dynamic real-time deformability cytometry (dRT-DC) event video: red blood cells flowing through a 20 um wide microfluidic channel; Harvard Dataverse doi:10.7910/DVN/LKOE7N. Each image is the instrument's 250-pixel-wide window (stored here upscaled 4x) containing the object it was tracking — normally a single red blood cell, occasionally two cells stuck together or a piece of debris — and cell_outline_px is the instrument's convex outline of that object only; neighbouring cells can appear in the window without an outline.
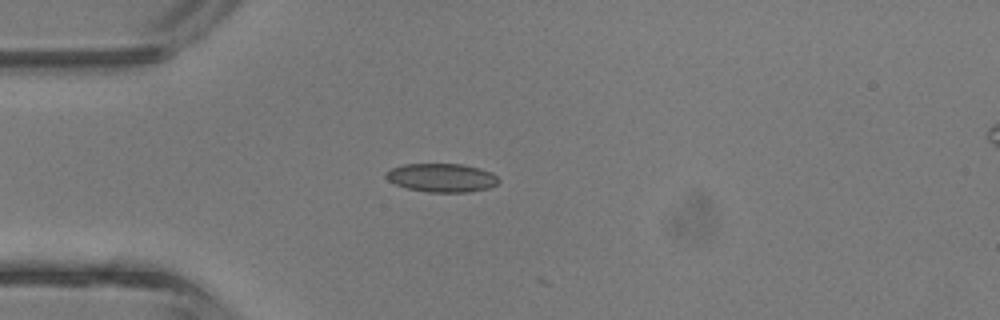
{"species": "common noctule bat (a hibernating species)", "species_latin": "Nyctalus noctula", "temperature_condition": "room temperature", "stored_images_in_passage": 2, "camera_frame_rate_fps": 3000, "um_per_image_px": 0.085, "animal": {"sex": "male", "body_mass_g": 13.3}, "frame": {"image": 1, "passage_image": 1, "time_ms": 0.0, "image_size_px": [1000, 320], "cell_outline_px": [[500, 180], [496, 184], [488, 188], [468, 192], [428, 192], [408, 188], [396, 184], [388, 180], [384, 176], [392, 168], [404, 164], [464, 164], [480, 168], [492, 172]], "centroid_in_image_um": [37.57, 15.1], "position_along_channel_um": 47.4, "area_um2": 18.67}}